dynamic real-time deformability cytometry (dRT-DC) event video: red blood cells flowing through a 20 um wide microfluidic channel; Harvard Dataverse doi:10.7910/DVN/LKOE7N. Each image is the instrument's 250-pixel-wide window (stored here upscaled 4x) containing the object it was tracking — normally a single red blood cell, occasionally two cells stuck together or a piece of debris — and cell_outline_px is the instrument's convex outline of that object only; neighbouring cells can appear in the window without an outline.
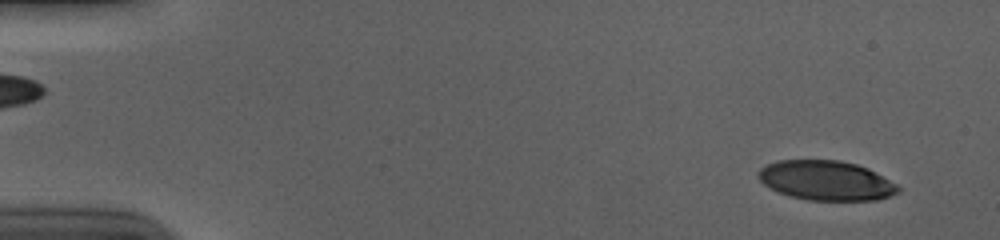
{"species": "human", "species_latin": "Homo sapiens", "temperature_condition": "cold", "stored_images_in_passage": 55, "camera_frame_rate_fps": 3000, "um_per_image_px": 0.085, "donor": {"sex": "male"}, "frame": {"image": 1, "passage_image": 3, "time_ms": 0.667, "image_size_px": [1000, 240], "cell_outline_px": [[900, 192], [876, 200], [808, 200], [788, 196], [764, 184], [756, 176], [756, 172], [760, 168], [776, 160], [840, 160], [856, 164], [868, 168], [896, 184], [900, 188]], "centroid_in_image_um": [70.19, 15.34], "position_along_channel_um": 14.8, "area_um2": 32.25}}
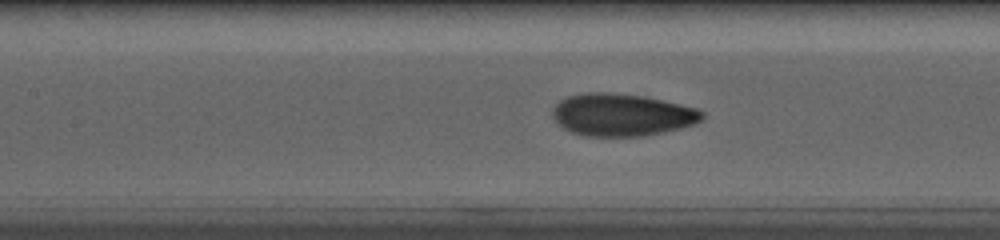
{"frame": {"image": 2, "passage_image": 25, "time_ms": 8.0, "image_size_px": [1000, 240], "cell_outline_px": [[704, 120], [696, 124], [664, 132], [644, 136], [584, 136], [572, 132], [564, 128], [552, 116], [552, 108], [560, 100], [568, 96], [588, 92], [604, 92], [640, 96], [680, 104], [696, 108], [704, 112]], "centroid_in_image_um": [52.88, 9.77], "position_along_channel_um": 154.5, "area_um2": 36.82}}
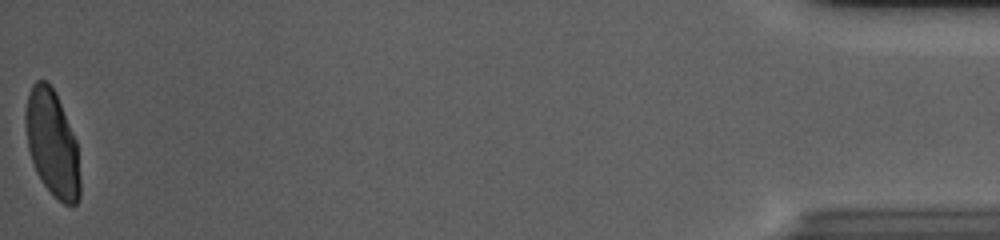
{"frame": {"image": 3, "passage_image": 55, "time_ms": 18.0, "image_size_px": [1000, 240], "cell_outline_px": [[80, 196], [76, 204], [64, 204], [40, 180], [36, 172], [28, 148], [24, 120], [24, 112], [28, 92], [32, 84], [36, 80], [44, 80], [56, 92], [76, 140], [80, 180]], "centroid_in_image_um": [4.42, 12.15], "position_along_channel_um": 430.8, "area_um2": 33.64}, "authors_computed_cell_mechanics": {"area_um2": 35.3736, "velocity_mm_per_s": 3.7045, "shape_relaxation_time_tau1_ms": 6.8871, "shape_relaxation_time_tau2_ms": null, "deformation_change_tau1": 0.2197, "deformation_change_tau2": null}}